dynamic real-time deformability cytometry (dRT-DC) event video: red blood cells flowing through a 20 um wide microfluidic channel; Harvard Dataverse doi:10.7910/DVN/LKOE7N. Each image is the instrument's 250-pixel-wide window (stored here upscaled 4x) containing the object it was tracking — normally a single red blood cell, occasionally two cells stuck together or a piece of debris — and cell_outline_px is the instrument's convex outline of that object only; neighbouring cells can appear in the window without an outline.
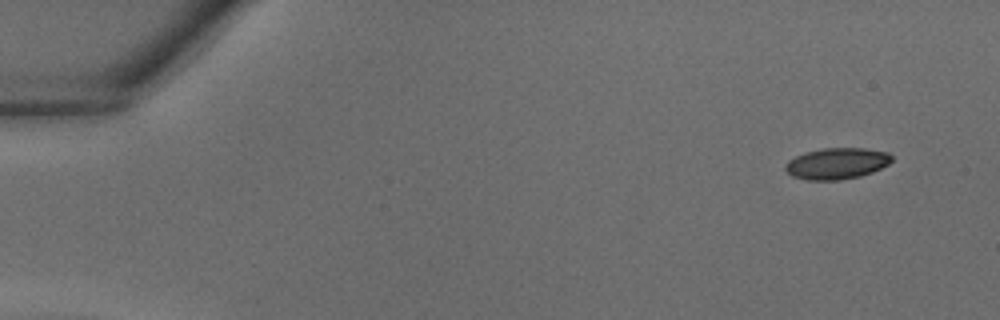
{"species": "common noctule bat (a hibernating species)", "species_latin": "Nyctalus noctula", "temperature_condition": "warm", "stored_images_in_passage": 37, "camera_frame_rate_fps": 3000, "um_per_image_px": 0.085, "animal": {"sex": "male", "body_mass_g": 18.8}, "frame": {"image": 1, "passage_image": 1, "time_ms": 0.0, "image_size_px": [1000, 320], "cell_outline_px": [[892, 160], [888, 164], [872, 172], [860, 176], [840, 180], [808, 180], [792, 176], [784, 168], [788, 160], [796, 156], [808, 152], [824, 148], [864, 148], [888, 152], [892, 156]], "centroid_in_image_um": [71.14, 13.9], "position_along_channel_um": 13.9, "area_um2": 19.25}}
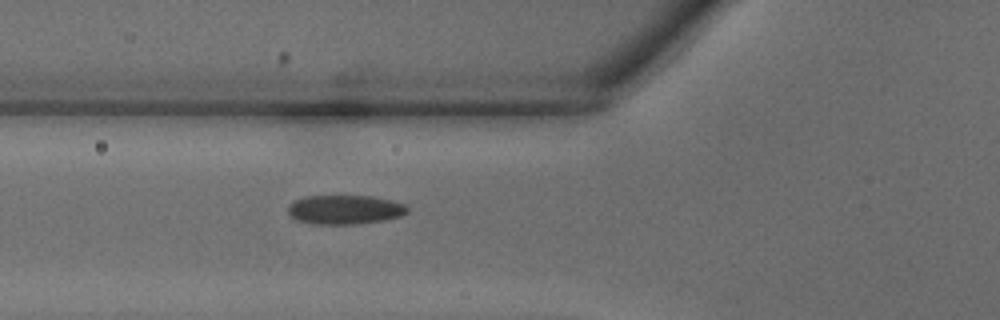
{"frame": {"image": 2, "passage_image": 13, "time_ms": 4.0, "image_size_px": [1000, 320], "cell_outline_px": [[408, 212], [400, 216], [384, 220], [356, 224], [312, 224], [296, 220], [288, 212], [288, 204], [304, 196], [372, 196], [392, 200], [404, 204], [408, 208]], "centroid_in_image_um": [29.3, 17.82], "position_along_channel_um": 96.5, "area_um2": 20.35}}
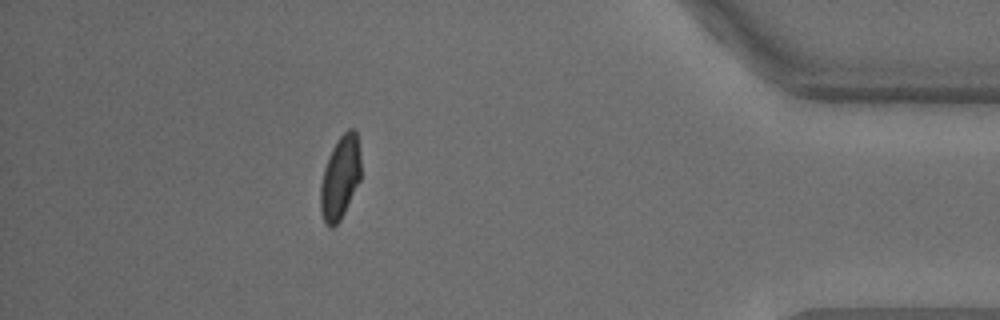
{"frame": {"image": 3, "passage_image": 33, "time_ms": 10.667, "image_size_px": [1000, 320], "cell_outline_px": [[360, 180], [340, 220], [332, 228], [328, 228], [320, 212], [320, 184], [324, 168], [332, 148], [340, 136], [348, 128], [352, 128], [356, 132], [360, 156]], "centroid_in_image_um": [28.9, 15.11], "position_along_channel_um": 406.3, "area_um2": 19.48}}